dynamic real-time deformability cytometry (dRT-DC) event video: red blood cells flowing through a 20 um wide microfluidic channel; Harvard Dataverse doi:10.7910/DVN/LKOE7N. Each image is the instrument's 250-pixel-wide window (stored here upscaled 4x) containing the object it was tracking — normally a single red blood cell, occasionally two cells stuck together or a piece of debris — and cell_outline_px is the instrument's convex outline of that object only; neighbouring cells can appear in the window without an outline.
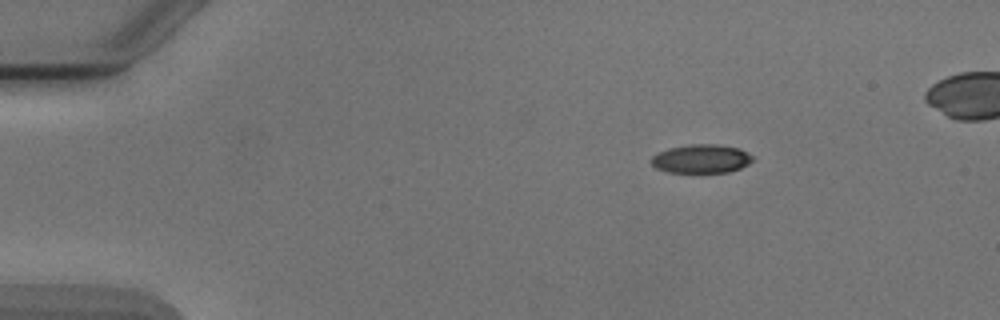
{"species": "Egyptian fruit bat (a non-hibernating species)", "species_latin": "Rousettus aegyptiacus", "temperature_condition": "cold", "stored_images_in_passage": 4, "camera_frame_rate_fps": 3000, "um_per_image_px": 0.085, "animal": {"sex": "male"}, "frame": {"image": 1, "passage_image": 1, "time_ms": 0.0, "image_size_px": [1000, 320], "cell_outline_px": [[756, 160], [740, 168], [728, 172], [668, 172], [656, 168], [652, 164], [652, 156], [656, 152], [668, 148], [688, 144], [720, 144], [740, 148], [756, 156]], "centroid_in_image_um": [59.66, 13.48], "position_along_channel_um": 25.3, "area_um2": 17.28}}
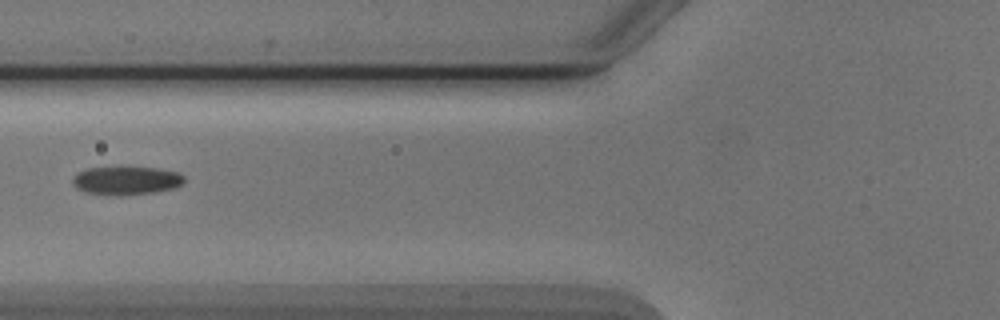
{"frame": {"image": 2, "passage_image": 4, "time_ms": 4.333, "image_size_px": [1000, 320], "cell_outline_px": [[184, 180], [180, 184], [172, 188], [152, 192], [120, 196], [116, 196], [84, 192], [76, 188], [72, 184], [72, 180], [76, 172], [88, 168], [156, 168], [176, 172], [184, 176]], "centroid_in_image_um": [10.66, 15.36], "position_along_channel_um": 115.1, "area_um2": 18.21}}